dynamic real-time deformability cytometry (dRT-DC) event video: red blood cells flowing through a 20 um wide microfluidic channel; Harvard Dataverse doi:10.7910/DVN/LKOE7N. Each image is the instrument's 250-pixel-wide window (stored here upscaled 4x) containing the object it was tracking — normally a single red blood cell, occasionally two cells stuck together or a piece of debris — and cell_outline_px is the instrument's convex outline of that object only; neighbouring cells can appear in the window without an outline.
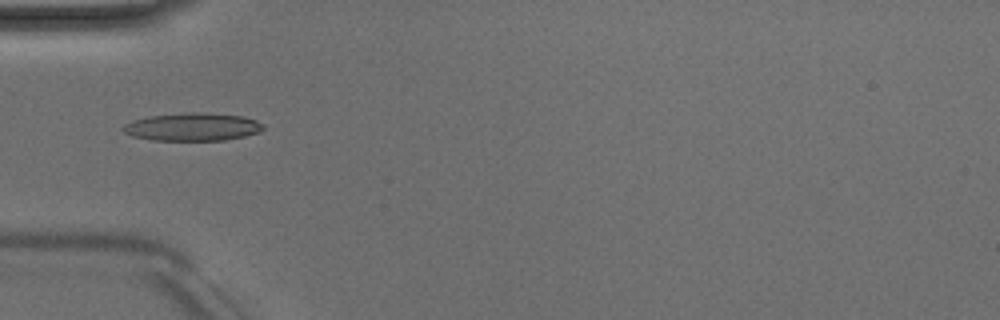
{"species": "Egyptian fruit bat (a non-hibernating species)", "species_latin": "Rousettus aegyptiacus", "temperature_condition": "room temperature", "stored_images_in_passage": 5, "camera_frame_rate_fps": 3000, "um_per_image_px": 0.085, "animal": {"sex": "male"}, "frame": {"image": 1, "passage_image": 5, "time_ms": 4.667, "image_size_px": [1000, 320], "cell_outline_px": [[264, 128], [260, 132], [244, 136], [224, 140], [152, 140], [132, 136], [124, 132], [120, 128], [124, 124], [132, 120], [148, 116], [192, 112], [200, 112], [244, 116], [256, 120], [264, 124]], "centroid_in_image_um": [16.36, 10.78], "position_along_channel_um": 68.6, "area_um2": 22.89}}